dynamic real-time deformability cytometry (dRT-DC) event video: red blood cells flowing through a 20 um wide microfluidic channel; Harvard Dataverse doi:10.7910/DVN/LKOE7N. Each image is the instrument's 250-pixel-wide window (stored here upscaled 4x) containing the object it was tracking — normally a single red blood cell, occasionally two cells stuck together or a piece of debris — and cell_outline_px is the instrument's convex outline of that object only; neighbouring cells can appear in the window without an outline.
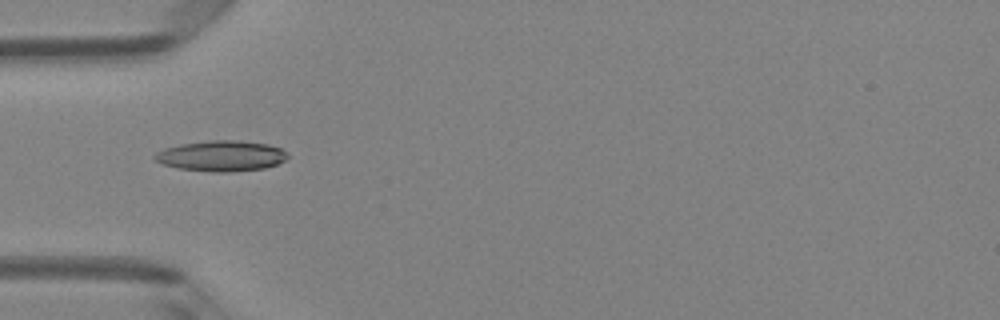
{"species": "Egyptian fruit bat (a non-hibernating species)", "species_latin": "Rousettus aegyptiacus", "temperature_condition": "room temperature", "stored_images_in_passage": 4, "camera_frame_rate_fps": 3000, "um_per_image_px": 0.085, "animal": {"sex": "female"}, "frame": {"image": 1, "passage_image": 4, "time_ms": 1.0, "image_size_px": [1000, 320], "cell_outline_px": [[288, 156], [284, 160], [276, 164], [264, 168], [232, 172], [212, 172], [176, 168], [164, 164], [156, 160], [152, 156], [156, 152], [164, 148], [180, 144], [212, 140], [240, 140], [268, 144], [280, 148]], "centroid_in_image_um": [18.78, 13.25], "position_along_channel_um": 66.2, "area_um2": 23.7}}